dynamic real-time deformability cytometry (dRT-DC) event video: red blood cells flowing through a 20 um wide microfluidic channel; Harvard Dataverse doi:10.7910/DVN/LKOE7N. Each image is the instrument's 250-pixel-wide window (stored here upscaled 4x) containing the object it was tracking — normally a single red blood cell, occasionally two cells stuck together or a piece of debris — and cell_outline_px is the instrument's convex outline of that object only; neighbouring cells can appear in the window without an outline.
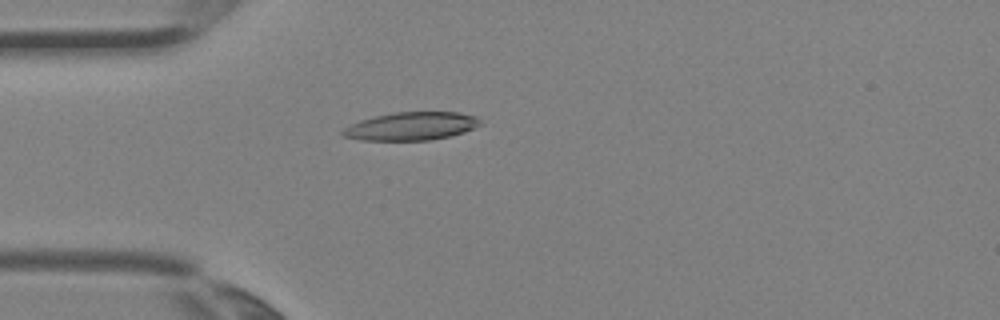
{"species": "Egyptian fruit bat (a non-hibernating species)", "species_latin": "Rousettus aegyptiacus", "temperature_condition": "room temperature", "stored_images_in_passage": 2, "camera_frame_rate_fps": 3000, "um_per_image_px": 0.085, "animal": {"sex": "female"}, "frame": {"image": 1, "passage_image": 2, "time_ms": 0.333, "image_size_px": [1000, 320], "cell_outline_px": [[480, 124], [464, 132], [452, 136], [432, 140], [360, 140], [340, 136], [340, 132], [344, 128], [360, 120], [392, 112], [460, 112], [476, 116], [480, 120]], "centroid_in_image_um": [34.94, 10.73], "position_along_channel_um": 50.1, "area_um2": 22.6}}